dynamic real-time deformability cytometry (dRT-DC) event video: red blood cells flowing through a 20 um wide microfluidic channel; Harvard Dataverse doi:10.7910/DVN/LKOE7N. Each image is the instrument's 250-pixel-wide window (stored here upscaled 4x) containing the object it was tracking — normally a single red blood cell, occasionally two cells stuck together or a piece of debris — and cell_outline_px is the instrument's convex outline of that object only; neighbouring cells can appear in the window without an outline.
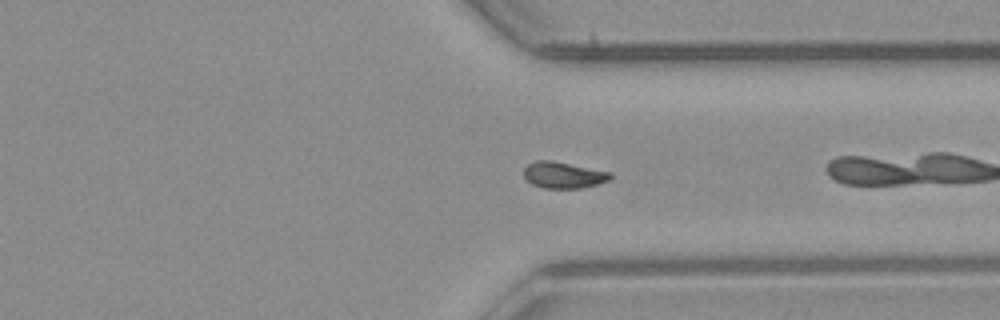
{"species": "common noctule bat (a hibernating species)", "species_latin": "Nyctalus noctula", "temperature_condition": "room temperature", "stored_images_in_passage": 49, "camera_frame_rate_fps": 3000, "um_per_image_px": 0.085, "animal": {"sex": "male", "body_mass_g": 23.1, "forearm_length_mm": 52.7}, "frame": {"image": 1, "passage_image": 35, "time_ms": 11.333, "image_size_px": [1000, 320], "cell_outline_px": [[612, 176], [608, 180], [596, 184], [580, 188], [544, 188], [532, 184], [524, 176], [524, 168], [528, 164], [536, 160], [552, 160], [612, 172]], "centroid_in_image_um": [47.88, 14.86], "position_along_channel_um": 363.5, "area_um2": 13.24}, "authors_computed_cell_mechanics": {"area_um2": 13.3518, "velocity_mm_per_s": 3.9767, "shape_relaxation_time_tau1_ms": 3.4959, "shape_relaxation_time_tau2_ms": 11.1942, "deformation_change_tau1": 0.1195, "deformation_change_tau2": 0.1385}}